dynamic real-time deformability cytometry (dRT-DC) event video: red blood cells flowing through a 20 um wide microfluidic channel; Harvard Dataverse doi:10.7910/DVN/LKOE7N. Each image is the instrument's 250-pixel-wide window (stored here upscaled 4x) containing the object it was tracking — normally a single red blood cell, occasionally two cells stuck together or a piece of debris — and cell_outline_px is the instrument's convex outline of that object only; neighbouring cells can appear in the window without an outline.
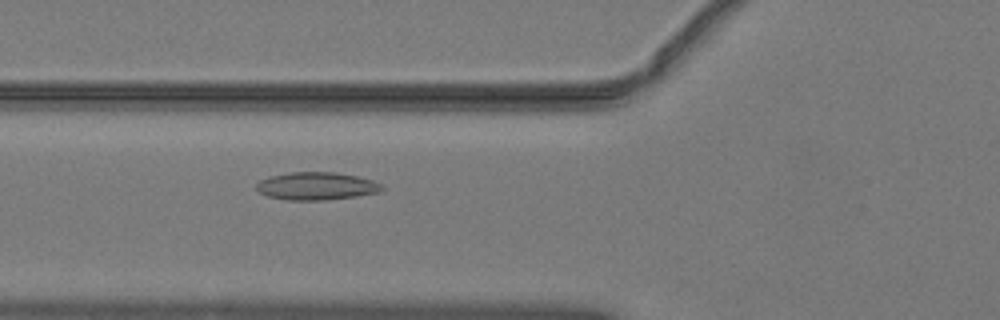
{"species": "common noctule bat (a hibernating species)", "species_latin": "Nyctalus noctula", "temperature_condition": "warm", "stored_images_in_passage": 52, "camera_frame_rate_fps": 3000, "um_per_image_px": 0.085, "animal": {"sex": "male", "body_mass_g": 19.2, "forearm_length_mm": 51.8}, "frame": {"image": 1, "passage_image": 20, "time_ms": 6.333, "image_size_px": [1000, 320], "cell_outline_px": [[384, 188], [380, 192], [356, 196], [328, 200], [284, 200], [268, 196], [260, 192], [256, 188], [256, 184], [260, 180], [268, 176], [288, 172], [336, 172], [356, 176], [372, 180], [380, 184]], "centroid_in_image_um": [26.87, 15.81], "position_along_channel_um": 98.9, "area_um2": 20.4}}
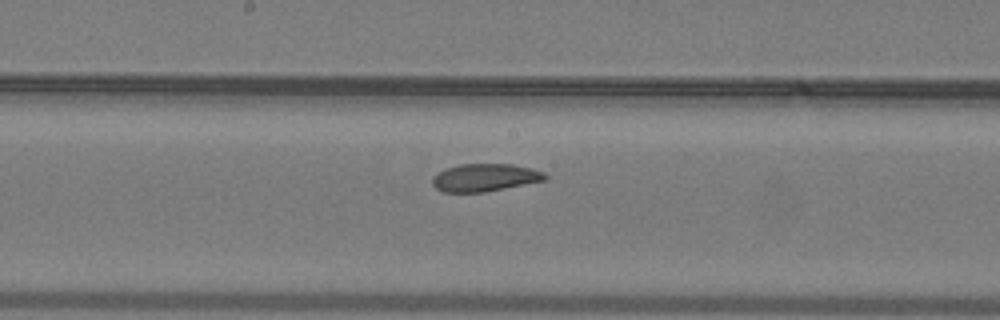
{"frame": {"image": 2, "passage_image": 28, "time_ms": 9.0, "image_size_px": [1000, 320], "cell_outline_px": [[548, 176], [544, 180], [484, 192], [440, 192], [432, 184], [432, 176], [436, 172], [460, 164], [512, 164], [532, 168], [544, 172]], "centroid_in_image_um": [41.17, 15.09], "position_along_channel_um": 207.0, "area_um2": 18.15}}
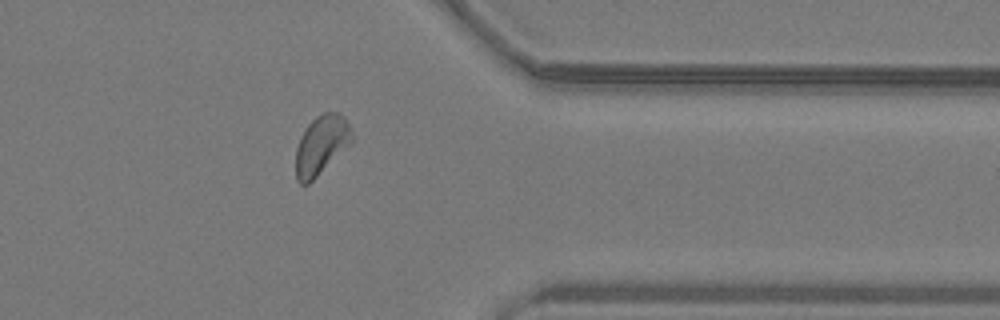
{"frame": {"image": 3, "passage_image": 42, "time_ms": 13.667, "image_size_px": [1000, 320], "cell_outline_px": [[352, 140], [308, 184], [300, 184], [296, 180], [296, 148], [300, 136], [308, 124], [316, 116], [324, 112], [340, 112], [344, 116], [352, 132]], "centroid_in_image_um": [27.27, 12.29], "position_along_channel_um": 384.1, "area_um2": 18.84}, "authors_computed_cell_mechanics": {"area_um2": 19.7387, "velocity_mm_per_s": 4.0366, "shape_relaxation_time_tau1_ms": null, "shape_relaxation_time_tau2_ms": 2.4461, "deformation_change_tau1": null, "deformation_change_tau2": 0.0622}}